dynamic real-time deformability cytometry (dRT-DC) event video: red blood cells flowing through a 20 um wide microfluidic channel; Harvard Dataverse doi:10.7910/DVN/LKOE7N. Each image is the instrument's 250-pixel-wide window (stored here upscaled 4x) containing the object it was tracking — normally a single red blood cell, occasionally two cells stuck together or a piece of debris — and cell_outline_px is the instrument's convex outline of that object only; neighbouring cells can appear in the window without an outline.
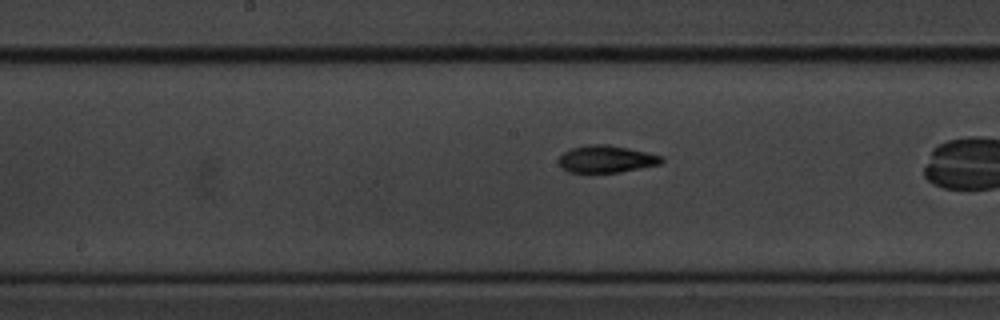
{"species": "common noctule bat (a hibernating species)", "species_latin": "Nyctalus noctula", "temperature_condition": "cold", "stored_images_in_passage": 36, "camera_frame_rate_fps": 3000, "um_per_image_px": 0.085, "animal": {"sex": "male", "body_mass_g": 20.1, "forearm_length_mm": 53.5}, "frame": {"image": 1, "passage_image": 21, "time_ms": 6.667, "image_size_px": [1000, 320], "cell_outline_px": [[664, 160], [660, 164], [620, 172], [568, 172], [556, 160], [564, 152], [572, 148], [588, 144], [608, 144], [628, 148], [664, 156]], "centroid_in_image_um": [51.54, 13.51], "position_along_channel_um": 196.7, "area_um2": 16.24}}